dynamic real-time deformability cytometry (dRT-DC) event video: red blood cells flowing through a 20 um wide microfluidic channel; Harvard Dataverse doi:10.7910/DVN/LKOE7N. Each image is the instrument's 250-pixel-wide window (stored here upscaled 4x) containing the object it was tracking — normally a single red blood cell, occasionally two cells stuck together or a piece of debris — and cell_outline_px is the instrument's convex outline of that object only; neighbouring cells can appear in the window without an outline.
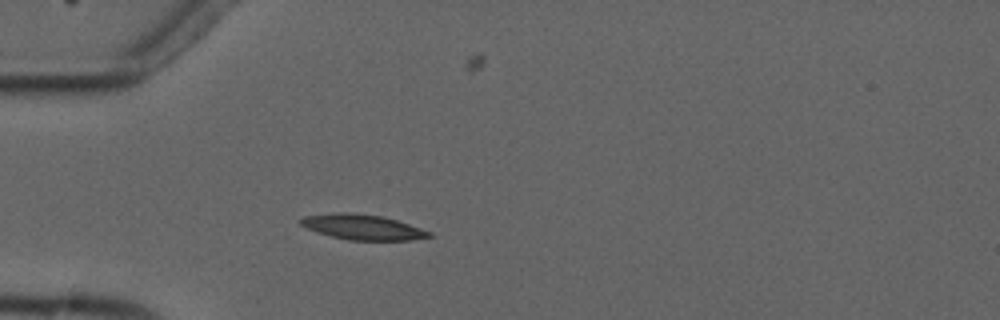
{"species": "common noctule bat (a hibernating species)", "species_latin": "Nyctalus noctula", "temperature_condition": "cold", "stored_images_in_passage": 1, "camera_frame_rate_fps": 3000, "um_per_image_px": 0.085, "animal": {"sex": "male", "forearm_length_mm": 52.5}, "frame": {"image": 1, "passage_image": 1, "time_ms": 0.0, "image_size_px": [1000, 320], "cell_outline_px": [[432, 236], [408, 240], [348, 240], [332, 236], [308, 228], [300, 224], [300, 220], [304, 216], [336, 212], [348, 212], [380, 216], [396, 220], [432, 232]], "centroid_in_image_um": [30.82, 19.3], "position_along_channel_um": 54.2, "area_um2": 18.5}}